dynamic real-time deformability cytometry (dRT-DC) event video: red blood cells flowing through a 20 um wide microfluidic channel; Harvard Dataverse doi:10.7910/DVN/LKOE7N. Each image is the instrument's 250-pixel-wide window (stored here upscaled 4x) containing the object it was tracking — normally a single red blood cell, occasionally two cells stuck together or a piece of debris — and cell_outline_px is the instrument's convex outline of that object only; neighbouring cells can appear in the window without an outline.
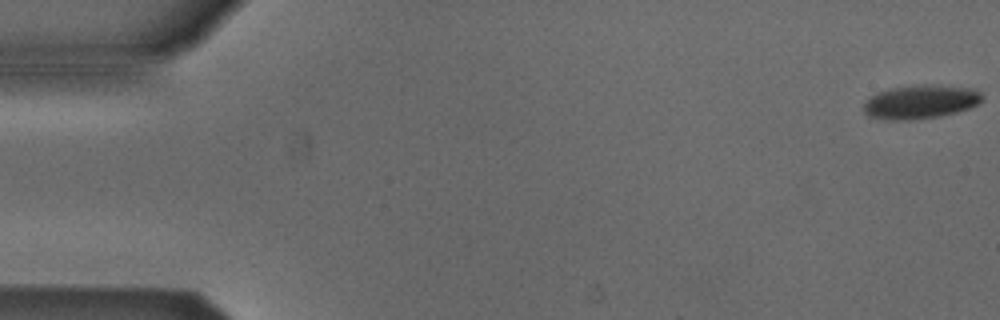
{"species": "Egyptian fruit bat (a non-hibernating species)", "species_latin": "Rousettus aegyptiacus", "temperature_condition": "cold", "stored_images_in_passage": 53, "camera_frame_rate_fps": 3000, "um_per_image_px": 0.085, "animal": {"sex": "male"}, "frame": {"image": 1, "passage_image": 1, "time_ms": 0.0, "image_size_px": [1000, 320], "cell_outline_px": [[984, 100], [980, 104], [956, 112], [940, 116], [904, 120], [892, 120], [868, 116], [864, 112], [864, 104], [872, 96], [880, 92], [892, 88], [968, 88], [980, 92], [984, 96]], "centroid_in_image_um": [78.25, 8.73], "position_along_channel_um": 6.7, "area_um2": 21.85}}
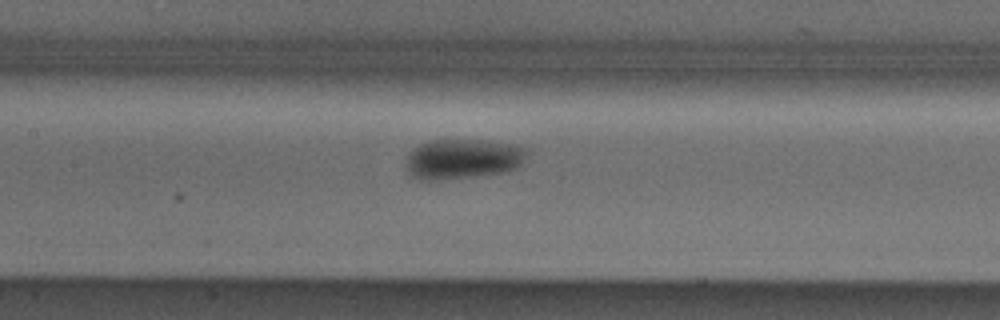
{"frame": {"image": 2, "passage_image": 25, "time_ms": 8.0, "image_size_px": [1000, 320], "cell_outline_px": [[528, 152], [520, 164], [516, 168], [500, 172], [472, 176], [432, 180], [420, 180], [412, 176], [408, 172], [404, 164], [404, 160], [408, 152], [412, 148], [420, 144], [432, 140], [484, 140], [516, 144], [528, 148]], "centroid_in_image_um": [39.28, 13.48], "position_along_channel_um": 168.1, "area_um2": 28.32}}
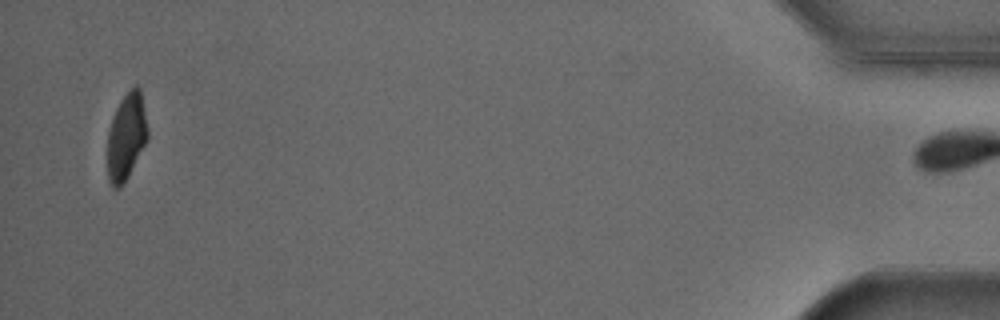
{"frame": {"image": 3, "passage_image": 52, "time_ms": 17.0, "image_size_px": [1000, 320], "cell_outline_px": [[148, 140], [128, 176], [120, 188], [112, 188], [108, 180], [108, 132], [112, 116], [120, 100], [136, 84], [140, 88], [148, 128]], "centroid_in_image_um": [10.74, 11.62], "position_along_channel_um": 424.5, "area_um2": 20.35}, "authors_computed_cell_mechanics": {"area_um2": 24.1604, "velocity_mm_per_s": 3.8564, "shape_relaxation_time_tau1_ms": 2.3916, "shape_relaxation_time_tau2_ms": null, "deformation_change_tau1": 0.0918, "deformation_change_tau2": null}}